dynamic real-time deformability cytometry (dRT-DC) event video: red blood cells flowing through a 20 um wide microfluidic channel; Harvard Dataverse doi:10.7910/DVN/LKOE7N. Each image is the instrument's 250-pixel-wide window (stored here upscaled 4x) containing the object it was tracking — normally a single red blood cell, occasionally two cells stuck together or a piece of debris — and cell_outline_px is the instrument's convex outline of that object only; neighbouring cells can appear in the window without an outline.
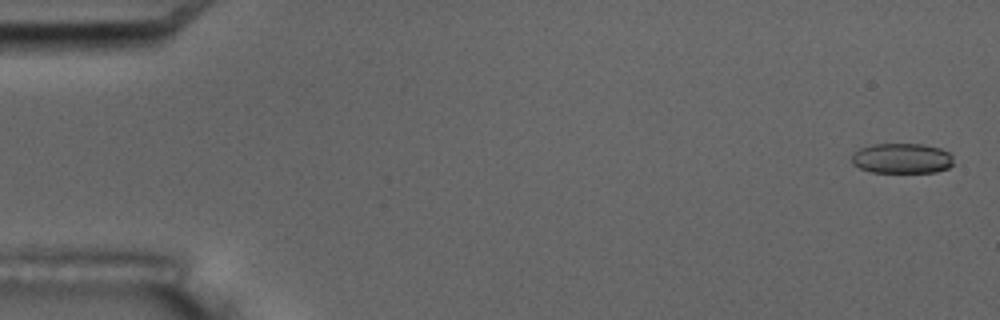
{"species": "common noctule bat (a hibernating species)", "species_latin": "Nyctalus noctula", "temperature_condition": "room temperature", "stored_images_in_passage": 5, "camera_frame_rate_fps": 3000, "um_per_image_px": 0.085, "animal": {"sex": "male", "body_mass_g": 17.5, "forearm_length_mm": 52.3}, "frame": {"image": 1, "passage_image": 1, "time_ms": 0.0, "image_size_px": [1000, 320], "cell_outline_px": [[952, 164], [948, 168], [936, 172], [872, 172], [860, 168], [852, 164], [852, 152], [860, 148], [872, 144], [924, 144], [940, 148], [948, 152], [952, 156]], "centroid_in_image_um": [76.64, 13.45], "position_along_channel_um": 8.4, "area_um2": 17.98}}